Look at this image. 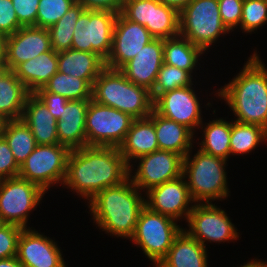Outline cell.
<instances>
[{
    "instance_id": "obj_39",
    "label": "cell",
    "mask_w": 267,
    "mask_h": 267,
    "mask_svg": "<svg viewBox=\"0 0 267 267\" xmlns=\"http://www.w3.org/2000/svg\"><path fill=\"white\" fill-rule=\"evenodd\" d=\"M23 229L6 223L0 227V259L16 257L18 239Z\"/></svg>"
},
{
    "instance_id": "obj_52",
    "label": "cell",
    "mask_w": 267,
    "mask_h": 267,
    "mask_svg": "<svg viewBox=\"0 0 267 267\" xmlns=\"http://www.w3.org/2000/svg\"><path fill=\"white\" fill-rule=\"evenodd\" d=\"M5 223L2 221L1 217H0V227L3 226Z\"/></svg>"
},
{
    "instance_id": "obj_33",
    "label": "cell",
    "mask_w": 267,
    "mask_h": 267,
    "mask_svg": "<svg viewBox=\"0 0 267 267\" xmlns=\"http://www.w3.org/2000/svg\"><path fill=\"white\" fill-rule=\"evenodd\" d=\"M43 89L68 100L92 99V86L86 80L60 72L52 76Z\"/></svg>"
},
{
    "instance_id": "obj_29",
    "label": "cell",
    "mask_w": 267,
    "mask_h": 267,
    "mask_svg": "<svg viewBox=\"0 0 267 267\" xmlns=\"http://www.w3.org/2000/svg\"><path fill=\"white\" fill-rule=\"evenodd\" d=\"M20 166L37 146L31 129L20 120L6 121L2 136Z\"/></svg>"
},
{
    "instance_id": "obj_35",
    "label": "cell",
    "mask_w": 267,
    "mask_h": 267,
    "mask_svg": "<svg viewBox=\"0 0 267 267\" xmlns=\"http://www.w3.org/2000/svg\"><path fill=\"white\" fill-rule=\"evenodd\" d=\"M190 72L163 63L158 72L153 89L150 91L153 101L161 94L169 90L192 86Z\"/></svg>"
},
{
    "instance_id": "obj_14",
    "label": "cell",
    "mask_w": 267,
    "mask_h": 267,
    "mask_svg": "<svg viewBox=\"0 0 267 267\" xmlns=\"http://www.w3.org/2000/svg\"><path fill=\"white\" fill-rule=\"evenodd\" d=\"M138 159L140 163L131 180L139 190L149 191L182 175L183 158L177 153L159 149Z\"/></svg>"
},
{
    "instance_id": "obj_41",
    "label": "cell",
    "mask_w": 267,
    "mask_h": 267,
    "mask_svg": "<svg viewBox=\"0 0 267 267\" xmlns=\"http://www.w3.org/2000/svg\"><path fill=\"white\" fill-rule=\"evenodd\" d=\"M21 27L12 0H0V34L8 37Z\"/></svg>"
},
{
    "instance_id": "obj_37",
    "label": "cell",
    "mask_w": 267,
    "mask_h": 267,
    "mask_svg": "<svg viewBox=\"0 0 267 267\" xmlns=\"http://www.w3.org/2000/svg\"><path fill=\"white\" fill-rule=\"evenodd\" d=\"M267 22V0H244L240 27L252 32Z\"/></svg>"
},
{
    "instance_id": "obj_31",
    "label": "cell",
    "mask_w": 267,
    "mask_h": 267,
    "mask_svg": "<svg viewBox=\"0 0 267 267\" xmlns=\"http://www.w3.org/2000/svg\"><path fill=\"white\" fill-rule=\"evenodd\" d=\"M154 38L168 39L179 36V12L152 0L151 25H145Z\"/></svg>"
},
{
    "instance_id": "obj_25",
    "label": "cell",
    "mask_w": 267,
    "mask_h": 267,
    "mask_svg": "<svg viewBox=\"0 0 267 267\" xmlns=\"http://www.w3.org/2000/svg\"><path fill=\"white\" fill-rule=\"evenodd\" d=\"M206 246L182 229L157 267H207Z\"/></svg>"
},
{
    "instance_id": "obj_24",
    "label": "cell",
    "mask_w": 267,
    "mask_h": 267,
    "mask_svg": "<svg viewBox=\"0 0 267 267\" xmlns=\"http://www.w3.org/2000/svg\"><path fill=\"white\" fill-rule=\"evenodd\" d=\"M149 116L154 121L159 149L177 153L184 158L191 150L193 131L161 116L154 109Z\"/></svg>"
},
{
    "instance_id": "obj_47",
    "label": "cell",
    "mask_w": 267,
    "mask_h": 267,
    "mask_svg": "<svg viewBox=\"0 0 267 267\" xmlns=\"http://www.w3.org/2000/svg\"><path fill=\"white\" fill-rule=\"evenodd\" d=\"M5 40L6 37L0 34V68H8L6 66Z\"/></svg>"
},
{
    "instance_id": "obj_30",
    "label": "cell",
    "mask_w": 267,
    "mask_h": 267,
    "mask_svg": "<svg viewBox=\"0 0 267 267\" xmlns=\"http://www.w3.org/2000/svg\"><path fill=\"white\" fill-rule=\"evenodd\" d=\"M231 123L217 119L207 123L200 150L227 161L230 155Z\"/></svg>"
},
{
    "instance_id": "obj_48",
    "label": "cell",
    "mask_w": 267,
    "mask_h": 267,
    "mask_svg": "<svg viewBox=\"0 0 267 267\" xmlns=\"http://www.w3.org/2000/svg\"><path fill=\"white\" fill-rule=\"evenodd\" d=\"M0 267H24L17 257H10L6 259H0Z\"/></svg>"
},
{
    "instance_id": "obj_51",
    "label": "cell",
    "mask_w": 267,
    "mask_h": 267,
    "mask_svg": "<svg viewBox=\"0 0 267 267\" xmlns=\"http://www.w3.org/2000/svg\"><path fill=\"white\" fill-rule=\"evenodd\" d=\"M8 68H0V79L3 77V75L8 71Z\"/></svg>"
},
{
    "instance_id": "obj_8",
    "label": "cell",
    "mask_w": 267,
    "mask_h": 267,
    "mask_svg": "<svg viewBox=\"0 0 267 267\" xmlns=\"http://www.w3.org/2000/svg\"><path fill=\"white\" fill-rule=\"evenodd\" d=\"M117 14L110 10L85 9L75 24L71 48L96 53L106 61L112 49Z\"/></svg>"
},
{
    "instance_id": "obj_50",
    "label": "cell",
    "mask_w": 267,
    "mask_h": 267,
    "mask_svg": "<svg viewBox=\"0 0 267 267\" xmlns=\"http://www.w3.org/2000/svg\"><path fill=\"white\" fill-rule=\"evenodd\" d=\"M6 120L0 116V138L3 136V130L5 127Z\"/></svg>"
},
{
    "instance_id": "obj_45",
    "label": "cell",
    "mask_w": 267,
    "mask_h": 267,
    "mask_svg": "<svg viewBox=\"0 0 267 267\" xmlns=\"http://www.w3.org/2000/svg\"><path fill=\"white\" fill-rule=\"evenodd\" d=\"M85 9L110 10L119 13L125 0H77Z\"/></svg>"
},
{
    "instance_id": "obj_23",
    "label": "cell",
    "mask_w": 267,
    "mask_h": 267,
    "mask_svg": "<svg viewBox=\"0 0 267 267\" xmlns=\"http://www.w3.org/2000/svg\"><path fill=\"white\" fill-rule=\"evenodd\" d=\"M119 150L129 166L131 159L159 150L153 119H134Z\"/></svg>"
},
{
    "instance_id": "obj_20",
    "label": "cell",
    "mask_w": 267,
    "mask_h": 267,
    "mask_svg": "<svg viewBox=\"0 0 267 267\" xmlns=\"http://www.w3.org/2000/svg\"><path fill=\"white\" fill-rule=\"evenodd\" d=\"M90 100H69L57 120L59 144L70 150L87 146L85 125Z\"/></svg>"
},
{
    "instance_id": "obj_17",
    "label": "cell",
    "mask_w": 267,
    "mask_h": 267,
    "mask_svg": "<svg viewBox=\"0 0 267 267\" xmlns=\"http://www.w3.org/2000/svg\"><path fill=\"white\" fill-rule=\"evenodd\" d=\"M183 175L179 178L164 182L147 191L148 200H145V206L151 211L171 217L174 220L184 217L188 219L193 205L189 204L193 199L190 196L189 188ZM188 207V208H187Z\"/></svg>"
},
{
    "instance_id": "obj_42",
    "label": "cell",
    "mask_w": 267,
    "mask_h": 267,
    "mask_svg": "<svg viewBox=\"0 0 267 267\" xmlns=\"http://www.w3.org/2000/svg\"><path fill=\"white\" fill-rule=\"evenodd\" d=\"M40 0H12L19 24L22 27L34 26Z\"/></svg>"
},
{
    "instance_id": "obj_9",
    "label": "cell",
    "mask_w": 267,
    "mask_h": 267,
    "mask_svg": "<svg viewBox=\"0 0 267 267\" xmlns=\"http://www.w3.org/2000/svg\"><path fill=\"white\" fill-rule=\"evenodd\" d=\"M133 120L130 115L91 99L85 125L87 146L119 148Z\"/></svg>"
},
{
    "instance_id": "obj_34",
    "label": "cell",
    "mask_w": 267,
    "mask_h": 267,
    "mask_svg": "<svg viewBox=\"0 0 267 267\" xmlns=\"http://www.w3.org/2000/svg\"><path fill=\"white\" fill-rule=\"evenodd\" d=\"M84 10L85 7L77 1L61 19L48 28L54 51L71 49L75 24Z\"/></svg>"
},
{
    "instance_id": "obj_11",
    "label": "cell",
    "mask_w": 267,
    "mask_h": 267,
    "mask_svg": "<svg viewBox=\"0 0 267 267\" xmlns=\"http://www.w3.org/2000/svg\"><path fill=\"white\" fill-rule=\"evenodd\" d=\"M46 192L19 176L0 180V217L6 224L26 228L28 214Z\"/></svg>"
},
{
    "instance_id": "obj_2",
    "label": "cell",
    "mask_w": 267,
    "mask_h": 267,
    "mask_svg": "<svg viewBox=\"0 0 267 267\" xmlns=\"http://www.w3.org/2000/svg\"><path fill=\"white\" fill-rule=\"evenodd\" d=\"M218 95L227 101L237 116L236 121L257 124L267 130V69L256 53Z\"/></svg>"
},
{
    "instance_id": "obj_44",
    "label": "cell",
    "mask_w": 267,
    "mask_h": 267,
    "mask_svg": "<svg viewBox=\"0 0 267 267\" xmlns=\"http://www.w3.org/2000/svg\"><path fill=\"white\" fill-rule=\"evenodd\" d=\"M34 94L44 103L54 118L59 120L63 107L66 106L69 100L61 95L47 92L43 88H39Z\"/></svg>"
},
{
    "instance_id": "obj_28",
    "label": "cell",
    "mask_w": 267,
    "mask_h": 267,
    "mask_svg": "<svg viewBox=\"0 0 267 267\" xmlns=\"http://www.w3.org/2000/svg\"><path fill=\"white\" fill-rule=\"evenodd\" d=\"M164 63L192 73L204 52L182 36L164 39Z\"/></svg>"
},
{
    "instance_id": "obj_43",
    "label": "cell",
    "mask_w": 267,
    "mask_h": 267,
    "mask_svg": "<svg viewBox=\"0 0 267 267\" xmlns=\"http://www.w3.org/2000/svg\"><path fill=\"white\" fill-rule=\"evenodd\" d=\"M20 166L14 159L13 153L6 140L0 138V180L19 175Z\"/></svg>"
},
{
    "instance_id": "obj_19",
    "label": "cell",
    "mask_w": 267,
    "mask_h": 267,
    "mask_svg": "<svg viewBox=\"0 0 267 267\" xmlns=\"http://www.w3.org/2000/svg\"><path fill=\"white\" fill-rule=\"evenodd\" d=\"M164 39L154 38L119 70L136 85L151 91L155 85L158 72L164 63Z\"/></svg>"
},
{
    "instance_id": "obj_12",
    "label": "cell",
    "mask_w": 267,
    "mask_h": 267,
    "mask_svg": "<svg viewBox=\"0 0 267 267\" xmlns=\"http://www.w3.org/2000/svg\"><path fill=\"white\" fill-rule=\"evenodd\" d=\"M189 230L186 232L205 246V241L225 242L238 236L225 211L210 203L193 205L188 216Z\"/></svg>"
},
{
    "instance_id": "obj_27",
    "label": "cell",
    "mask_w": 267,
    "mask_h": 267,
    "mask_svg": "<svg viewBox=\"0 0 267 267\" xmlns=\"http://www.w3.org/2000/svg\"><path fill=\"white\" fill-rule=\"evenodd\" d=\"M29 94L14 72L8 70L0 79V116L6 121L22 119Z\"/></svg>"
},
{
    "instance_id": "obj_22",
    "label": "cell",
    "mask_w": 267,
    "mask_h": 267,
    "mask_svg": "<svg viewBox=\"0 0 267 267\" xmlns=\"http://www.w3.org/2000/svg\"><path fill=\"white\" fill-rule=\"evenodd\" d=\"M105 68V60L96 53L72 48L58 52V72L84 79L91 86Z\"/></svg>"
},
{
    "instance_id": "obj_5",
    "label": "cell",
    "mask_w": 267,
    "mask_h": 267,
    "mask_svg": "<svg viewBox=\"0 0 267 267\" xmlns=\"http://www.w3.org/2000/svg\"><path fill=\"white\" fill-rule=\"evenodd\" d=\"M190 153L183 158L182 175L188 176L187 186L193 202L198 204L199 201L200 204L204 201L205 204L210 200L227 197L229 189L224 170L226 160L200 149L190 159Z\"/></svg>"
},
{
    "instance_id": "obj_7",
    "label": "cell",
    "mask_w": 267,
    "mask_h": 267,
    "mask_svg": "<svg viewBox=\"0 0 267 267\" xmlns=\"http://www.w3.org/2000/svg\"><path fill=\"white\" fill-rule=\"evenodd\" d=\"M178 226L171 217L151 211L145 206L140 212L130 240L142 247V251L157 267L181 232L182 228Z\"/></svg>"
},
{
    "instance_id": "obj_26",
    "label": "cell",
    "mask_w": 267,
    "mask_h": 267,
    "mask_svg": "<svg viewBox=\"0 0 267 267\" xmlns=\"http://www.w3.org/2000/svg\"><path fill=\"white\" fill-rule=\"evenodd\" d=\"M13 72L27 90L34 93L43 88L58 72V52L54 50L44 52L32 60L19 64Z\"/></svg>"
},
{
    "instance_id": "obj_3",
    "label": "cell",
    "mask_w": 267,
    "mask_h": 267,
    "mask_svg": "<svg viewBox=\"0 0 267 267\" xmlns=\"http://www.w3.org/2000/svg\"><path fill=\"white\" fill-rule=\"evenodd\" d=\"M98 192L89 202L96 224L103 231L119 237L131 238L145 199L130 179Z\"/></svg>"
},
{
    "instance_id": "obj_21",
    "label": "cell",
    "mask_w": 267,
    "mask_h": 267,
    "mask_svg": "<svg viewBox=\"0 0 267 267\" xmlns=\"http://www.w3.org/2000/svg\"><path fill=\"white\" fill-rule=\"evenodd\" d=\"M22 120L31 129L37 145L59 144L57 120L34 93L26 99Z\"/></svg>"
},
{
    "instance_id": "obj_38",
    "label": "cell",
    "mask_w": 267,
    "mask_h": 267,
    "mask_svg": "<svg viewBox=\"0 0 267 267\" xmlns=\"http://www.w3.org/2000/svg\"><path fill=\"white\" fill-rule=\"evenodd\" d=\"M120 13L140 25H151L152 0H125Z\"/></svg>"
},
{
    "instance_id": "obj_15",
    "label": "cell",
    "mask_w": 267,
    "mask_h": 267,
    "mask_svg": "<svg viewBox=\"0 0 267 267\" xmlns=\"http://www.w3.org/2000/svg\"><path fill=\"white\" fill-rule=\"evenodd\" d=\"M192 86L161 93L153 101V109L161 116L189 128L202 125L201 108Z\"/></svg>"
},
{
    "instance_id": "obj_4",
    "label": "cell",
    "mask_w": 267,
    "mask_h": 267,
    "mask_svg": "<svg viewBox=\"0 0 267 267\" xmlns=\"http://www.w3.org/2000/svg\"><path fill=\"white\" fill-rule=\"evenodd\" d=\"M92 100L134 119L149 117L153 110V99L146 87L132 83L119 69L108 67L94 81Z\"/></svg>"
},
{
    "instance_id": "obj_13",
    "label": "cell",
    "mask_w": 267,
    "mask_h": 267,
    "mask_svg": "<svg viewBox=\"0 0 267 267\" xmlns=\"http://www.w3.org/2000/svg\"><path fill=\"white\" fill-rule=\"evenodd\" d=\"M153 39L145 26L126 19L119 12L113 30L112 49L105 61L106 67L120 69Z\"/></svg>"
},
{
    "instance_id": "obj_16",
    "label": "cell",
    "mask_w": 267,
    "mask_h": 267,
    "mask_svg": "<svg viewBox=\"0 0 267 267\" xmlns=\"http://www.w3.org/2000/svg\"><path fill=\"white\" fill-rule=\"evenodd\" d=\"M51 50L53 49L48 29L35 26L21 27L6 37V66L13 71L19 64Z\"/></svg>"
},
{
    "instance_id": "obj_46",
    "label": "cell",
    "mask_w": 267,
    "mask_h": 267,
    "mask_svg": "<svg viewBox=\"0 0 267 267\" xmlns=\"http://www.w3.org/2000/svg\"><path fill=\"white\" fill-rule=\"evenodd\" d=\"M158 1L180 12L185 6H187L190 3L191 0H158Z\"/></svg>"
},
{
    "instance_id": "obj_49",
    "label": "cell",
    "mask_w": 267,
    "mask_h": 267,
    "mask_svg": "<svg viewBox=\"0 0 267 267\" xmlns=\"http://www.w3.org/2000/svg\"><path fill=\"white\" fill-rule=\"evenodd\" d=\"M241 267H267V263L262 261H256L255 259L249 261L247 264H244L243 266L241 265Z\"/></svg>"
},
{
    "instance_id": "obj_18",
    "label": "cell",
    "mask_w": 267,
    "mask_h": 267,
    "mask_svg": "<svg viewBox=\"0 0 267 267\" xmlns=\"http://www.w3.org/2000/svg\"><path fill=\"white\" fill-rule=\"evenodd\" d=\"M16 257L24 267H66L57 244L32 229L22 230Z\"/></svg>"
},
{
    "instance_id": "obj_32",
    "label": "cell",
    "mask_w": 267,
    "mask_h": 267,
    "mask_svg": "<svg viewBox=\"0 0 267 267\" xmlns=\"http://www.w3.org/2000/svg\"><path fill=\"white\" fill-rule=\"evenodd\" d=\"M267 139V130L257 124L231 122L230 154H245Z\"/></svg>"
},
{
    "instance_id": "obj_10",
    "label": "cell",
    "mask_w": 267,
    "mask_h": 267,
    "mask_svg": "<svg viewBox=\"0 0 267 267\" xmlns=\"http://www.w3.org/2000/svg\"><path fill=\"white\" fill-rule=\"evenodd\" d=\"M69 153L70 149L62 144L37 145L20 165L18 176L39 185L44 191L52 184H63Z\"/></svg>"
},
{
    "instance_id": "obj_1",
    "label": "cell",
    "mask_w": 267,
    "mask_h": 267,
    "mask_svg": "<svg viewBox=\"0 0 267 267\" xmlns=\"http://www.w3.org/2000/svg\"><path fill=\"white\" fill-rule=\"evenodd\" d=\"M131 167L119 148L84 146L70 150L63 184L91 200L105 188L125 181Z\"/></svg>"
},
{
    "instance_id": "obj_36",
    "label": "cell",
    "mask_w": 267,
    "mask_h": 267,
    "mask_svg": "<svg viewBox=\"0 0 267 267\" xmlns=\"http://www.w3.org/2000/svg\"><path fill=\"white\" fill-rule=\"evenodd\" d=\"M77 0H40L35 27L48 29L61 19Z\"/></svg>"
},
{
    "instance_id": "obj_40",
    "label": "cell",
    "mask_w": 267,
    "mask_h": 267,
    "mask_svg": "<svg viewBox=\"0 0 267 267\" xmlns=\"http://www.w3.org/2000/svg\"><path fill=\"white\" fill-rule=\"evenodd\" d=\"M244 0H218L220 16L230 31L240 25Z\"/></svg>"
},
{
    "instance_id": "obj_6",
    "label": "cell",
    "mask_w": 267,
    "mask_h": 267,
    "mask_svg": "<svg viewBox=\"0 0 267 267\" xmlns=\"http://www.w3.org/2000/svg\"><path fill=\"white\" fill-rule=\"evenodd\" d=\"M227 32L230 31L221 19L218 0H191L179 12V35L203 52Z\"/></svg>"
}]
</instances>
